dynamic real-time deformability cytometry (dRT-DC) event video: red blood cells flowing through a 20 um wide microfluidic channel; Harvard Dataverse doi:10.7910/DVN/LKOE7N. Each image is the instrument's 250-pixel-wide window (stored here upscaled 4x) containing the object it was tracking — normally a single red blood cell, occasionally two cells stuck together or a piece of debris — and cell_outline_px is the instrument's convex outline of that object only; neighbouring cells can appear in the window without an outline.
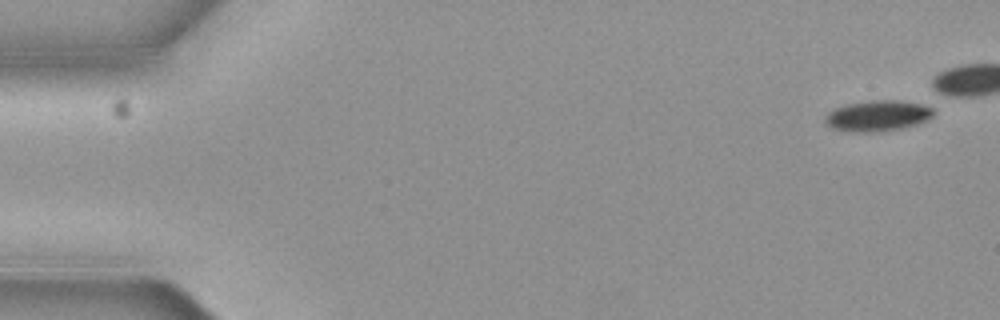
{"species": "common noctule bat (a hibernating species)", "species_latin": "Nyctalus noctula", "temperature_condition": "cold", "stored_images_in_passage": 5, "camera_frame_rate_fps": 3000, "um_per_image_px": 0.085, "animal": {"sex": "female", "body_mass_g": 19.3, "forearm_length_mm": 54.1}, "frame": {"image": 1, "passage_image": 1, "time_ms": 0.0, "image_size_px": [1000, 320], "cell_outline_px": [[932, 116], [928, 120], [916, 124], [900, 128], [868, 132], [860, 132], [832, 128], [824, 120], [828, 112], [836, 108], [848, 104], [872, 100], [900, 100], [920, 104], [932, 108]], "centroid_in_image_um": [74.6, 9.83], "position_along_channel_um": 10.4, "area_um2": 18.96}}